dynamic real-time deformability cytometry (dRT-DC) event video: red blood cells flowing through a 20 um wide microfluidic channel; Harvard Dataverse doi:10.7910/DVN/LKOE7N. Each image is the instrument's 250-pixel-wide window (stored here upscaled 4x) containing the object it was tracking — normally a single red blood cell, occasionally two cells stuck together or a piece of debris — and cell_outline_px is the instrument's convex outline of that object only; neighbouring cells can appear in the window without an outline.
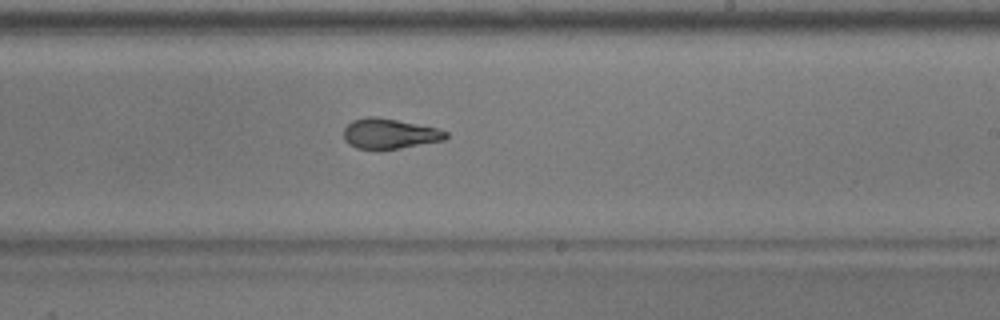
{"species": "common noctule bat (a hibernating species)", "species_latin": "Nyctalus noctula", "temperature_condition": "warm", "stored_images_in_passage": 39, "camera_frame_rate_fps": 3000, "um_per_image_px": 0.085, "animal": {"sex": "male", "body_mass_g": 17.9}, "frame": {"image": 1, "passage_image": 17, "time_ms": 5.333, "image_size_px": [1000, 320], "cell_outline_px": [[448, 136], [444, 140], [400, 148], [356, 148], [348, 144], [344, 140], [344, 128], [352, 120], [368, 116], [376, 116], [436, 128], [448, 132]], "centroid_in_image_um": [33.08, 11.35], "position_along_channel_um": 255.9, "area_um2": 17.69}}
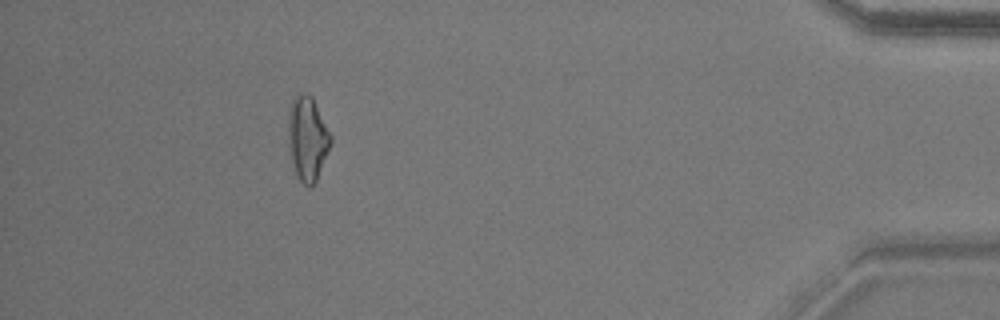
{"frame": {"image": 2, "passage_image": 34, "time_ms": 11.0, "image_size_px": [1000, 320], "cell_outline_px": [[332, 140], [316, 180], [312, 184], [304, 184], [296, 176], [288, 152], [288, 108], [296, 92], [304, 92], [312, 96], [332, 136]], "centroid_in_image_um": [26.09, 11.7], "position_along_channel_um": 409.1, "area_um2": 20.98}, "authors_computed_cell_mechanics": {"area_um2": 18.3226, "velocity_mm_per_s": 3.7195, "shape_relaxation_time_tau1_ms": 4.9208, "shape_relaxation_time_tau2_ms": 1.4938, "deformation_change_tau1": 0.1714, "deformation_change_tau2": 0.0788}}